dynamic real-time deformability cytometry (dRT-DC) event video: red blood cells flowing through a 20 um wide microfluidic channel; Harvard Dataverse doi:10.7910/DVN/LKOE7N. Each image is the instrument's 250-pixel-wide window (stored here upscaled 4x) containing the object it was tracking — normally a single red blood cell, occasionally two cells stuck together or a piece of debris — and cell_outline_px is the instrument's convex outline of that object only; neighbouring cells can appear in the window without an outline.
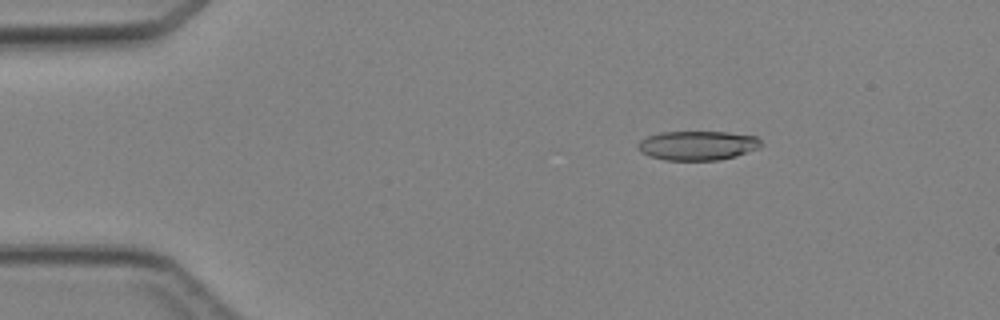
{"species": "Egyptian fruit bat (a non-hibernating species)", "species_latin": "Rousettus aegyptiacus", "temperature_condition": "cold", "stored_images_in_passage": 4, "camera_frame_rate_fps": 3000, "um_per_image_px": 0.085, "animal": {"sex": "female"}, "frame": {"image": 1, "passage_image": 1, "time_ms": 0.0, "image_size_px": [1000, 320], "cell_outline_px": [[760, 148], [736, 156], [720, 160], [664, 160], [648, 156], [640, 152], [636, 148], [636, 144], [640, 140], [648, 136], [660, 132], [728, 132], [756, 136], [760, 140]], "centroid_in_image_um": [59.25, 12.37], "position_along_channel_um": 25.7, "area_um2": 21.21}}
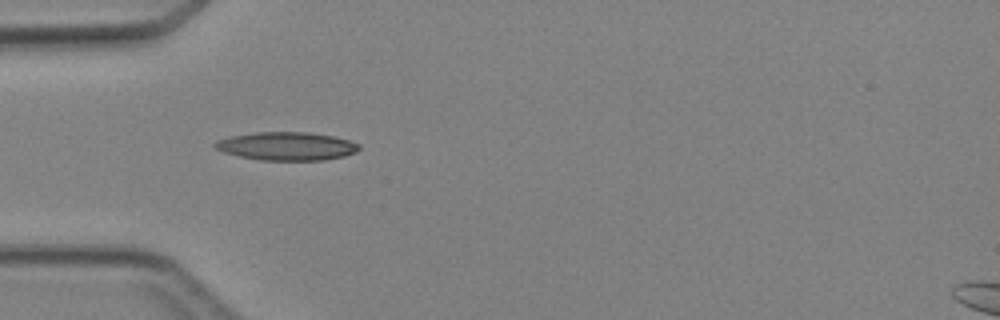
{"frame": {"image": 2, "passage_image": 3, "time_ms": 2.333, "image_size_px": [1000, 320], "cell_outline_px": [[360, 148], [356, 152], [344, 156], [324, 160], [260, 160], [240, 156], [224, 152], [216, 148], [212, 144], [216, 140], [228, 136], [256, 132], [308, 132], [332, 136], [348, 140], [360, 144]], "centroid_in_image_um": [24.35, 12.42], "position_along_channel_um": 60.6, "area_um2": 23.76}}
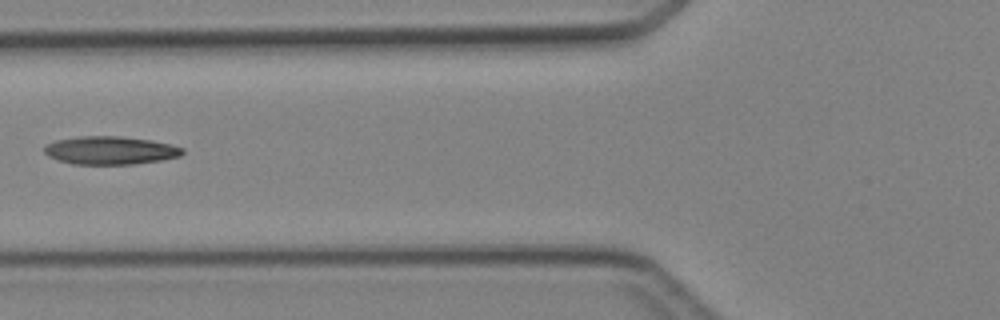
{"frame": {"image": 3, "passage_image": 4, "time_ms": 3.667, "image_size_px": [1000, 320], "cell_outline_px": [[184, 152], [180, 156], [160, 160], [132, 164], [72, 164], [48, 156], [44, 152], [44, 144], [56, 140], [80, 136], [120, 136], [152, 140], [184, 148]], "centroid_in_image_um": [9.35, 12.77], "position_along_channel_um": 116.5, "area_um2": 22.6}}